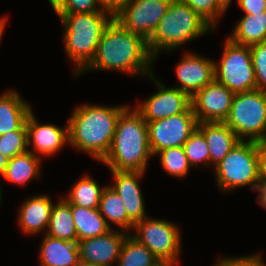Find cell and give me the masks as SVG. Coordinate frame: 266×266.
<instances>
[{
	"label": "cell",
	"instance_id": "6da1fadb",
	"mask_svg": "<svg viewBox=\"0 0 266 266\" xmlns=\"http://www.w3.org/2000/svg\"><path fill=\"white\" fill-rule=\"evenodd\" d=\"M152 59L147 42L113 18L104 29L95 57L85 70L97 68L122 70L132 74L148 73L153 80L155 78L148 67Z\"/></svg>",
	"mask_w": 266,
	"mask_h": 266
},
{
	"label": "cell",
	"instance_id": "7a4b0ae2",
	"mask_svg": "<svg viewBox=\"0 0 266 266\" xmlns=\"http://www.w3.org/2000/svg\"><path fill=\"white\" fill-rule=\"evenodd\" d=\"M128 106L83 105L68 120L69 142L102 161L110 150L120 114Z\"/></svg>",
	"mask_w": 266,
	"mask_h": 266
},
{
	"label": "cell",
	"instance_id": "3957f363",
	"mask_svg": "<svg viewBox=\"0 0 266 266\" xmlns=\"http://www.w3.org/2000/svg\"><path fill=\"white\" fill-rule=\"evenodd\" d=\"M152 156L147 123L135 109L127 107L119 116L109 152L101 161L111 170L144 172Z\"/></svg>",
	"mask_w": 266,
	"mask_h": 266
},
{
	"label": "cell",
	"instance_id": "277c9868",
	"mask_svg": "<svg viewBox=\"0 0 266 266\" xmlns=\"http://www.w3.org/2000/svg\"><path fill=\"white\" fill-rule=\"evenodd\" d=\"M105 13V14H104ZM110 14L111 19L106 17ZM64 27V42L67 54L78 65L77 75L95 57L99 41L106 26L114 16L108 12L58 14Z\"/></svg>",
	"mask_w": 266,
	"mask_h": 266
},
{
	"label": "cell",
	"instance_id": "5b68a950",
	"mask_svg": "<svg viewBox=\"0 0 266 266\" xmlns=\"http://www.w3.org/2000/svg\"><path fill=\"white\" fill-rule=\"evenodd\" d=\"M209 28L212 27L183 0H172L147 42L149 52L155 58L159 50L180 47L185 42L204 34L210 30Z\"/></svg>",
	"mask_w": 266,
	"mask_h": 266
},
{
	"label": "cell",
	"instance_id": "8992f818",
	"mask_svg": "<svg viewBox=\"0 0 266 266\" xmlns=\"http://www.w3.org/2000/svg\"><path fill=\"white\" fill-rule=\"evenodd\" d=\"M224 123L237 135L250 136L249 141L262 143L266 137V93L259 89L234 94Z\"/></svg>",
	"mask_w": 266,
	"mask_h": 266
},
{
	"label": "cell",
	"instance_id": "52a82bcc",
	"mask_svg": "<svg viewBox=\"0 0 266 266\" xmlns=\"http://www.w3.org/2000/svg\"><path fill=\"white\" fill-rule=\"evenodd\" d=\"M259 143L239 141L215 167L218 184L222 190L245 185L259 190Z\"/></svg>",
	"mask_w": 266,
	"mask_h": 266
},
{
	"label": "cell",
	"instance_id": "ba28073f",
	"mask_svg": "<svg viewBox=\"0 0 266 266\" xmlns=\"http://www.w3.org/2000/svg\"><path fill=\"white\" fill-rule=\"evenodd\" d=\"M219 66L215 65V80L234 94L256 89V78L250 46L226 41Z\"/></svg>",
	"mask_w": 266,
	"mask_h": 266
},
{
	"label": "cell",
	"instance_id": "9c48e42d",
	"mask_svg": "<svg viewBox=\"0 0 266 266\" xmlns=\"http://www.w3.org/2000/svg\"><path fill=\"white\" fill-rule=\"evenodd\" d=\"M172 0H127L114 15L125 29L139 35L146 42L155 32Z\"/></svg>",
	"mask_w": 266,
	"mask_h": 266
},
{
	"label": "cell",
	"instance_id": "30bf717a",
	"mask_svg": "<svg viewBox=\"0 0 266 266\" xmlns=\"http://www.w3.org/2000/svg\"><path fill=\"white\" fill-rule=\"evenodd\" d=\"M146 123L152 155L165 148L183 146L198 126L191 105L183 113Z\"/></svg>",
	"mask_w": 266,
	"mask_h": 266
},
{
	"label": "cell",
	"instance_id": "8fae6325",
	"mask_svg": "<svg viewBox=\"0 0 266 266\" xmlns=\"http://www.w3.org/2000/svg\"><path fill=\"white\" fill-rule=\"evenodd\" d=\"M137 236L159 261L174 262L180 252V234L177 227L164 220L144 218L135 223Z\"/></svg>",
	"mask_w": 266,
	"mask_h": 266
},
{
	"label": "cell",
	"instance_id": "7c38bea8",
	"mask_svg": "<svg viewBox=\"0 0 266 266\" xmlns=\"http://www.w3.org/2000/svg\"><path fill=\"white\" fill-rule=\"evenodd\" d=\"M234 93L216 80L191 97V108L198 123L224 122L230 112Z\"/></svg>",
	"mask_w": 266,
	"mask_h": 266
},
{
	"label": "cell",
	"instance_id": "4fadbf2b",
	"mask_svg": "<svg viewBox=\"0 0 266 266\" xmlns=\"http://www.w3.org/2000/svg\"><path fill=\"white\" fill-rule=\"evenodd\" d=\"M156 84L160 89L158 93L150 96L141 107L135 108L146 122L183 113L191 105V98L182 90L177 87L165 89L159 81Z\"/></svg>",
	"mask_w": 266,
	"mask_h": 266
},
{
	"label": "cell",
	"instance_id": "5bb4252c",
	"mask_svg": "<svg viewBox=\"0 0 266 266\" xmlns=\"http://www.w3.org/2000/svg\"><path fill=\"white\" fill-rule=\"evenodd\" d=\"M108 231L94 238L77 241L79 260L100 266H111L119 258L122 244L126 238L123 233Z\"/></svg>",
	"mask_w": 266,
	"mask_h": 266
},
{
	"label": "cell",
	"instance_id": "9a60e30c",
	"mask_svg": "<svg viewBox=\"0 0 266 266\" xmlns=\"http://www.w3.org/2000/svg\"><path fill=\"white\" fill-rule=\"evenodd\" d=\"M184 57L176 68L177 77L182 84L178 89L191 98L196 92L215 80V63L206 58L192 55V53H187Z\"/></svg>",
	"mask_w": 266,
	"mask_h": 266
},
{
	"label": "cell",
	"instance_id": "2e32d148",
	"mask_svg": "<svg viewBox=\"0 0 266 266\" xmlns=\"http://www.w3.org/2000/svg\"><path fill=\"white\" fill-rule=\"evenodd\" d=\"M116 183L110 186L123 200L128 217L134 222L145 218V208L140 186L137 179L143 172H128L111 170Z\"/></svg>",
	"mask_w": 266,
	"mask_h": 266
},
{
	"label": "cell",
	"instance_id": "e0dca14e",
	"mask_svg": "<svg viewBox=\"0 0 266 266\" xmlns=\"http://www.w3.org/2000/svg\"><path fill=\"white\" fill-rule=\"evenodd\" d=\"M28 146L33 139L34 149L41 154L50 155L59 150L69 140L67 128L61 129L54 125H39L31 111L26 119Z\"/></svg>",
	"mask_w": 266,
	"mask_h": 266
},
{
	"label": "cell",
	"instance_id": "ac0fdd59",
	"mask_svg": "<svg viewBox=\"0 0 266 266\" xmlns=\"http://www.w3.org/2000/svg\"><path fill=\"white\" fill-rule=\"evenodd\" d=\"M197 128L206 139L210 151V161H214L215 166L240 141L237 135L224 122L198 123Z\"/></svg>",
	"mask_w": 266,
	"mask_h": 266
},
{
	"label": "cell",
	"instance_id": "d6986e66",
	"mask_svg": "<svg viewBox=\"0 0 266 266\" xmlns=\"http://www.w3.org/2000/svg\"><path fill=\"white\" fill-rule=\"evenodd\" d=\"M41 248V266H77L79 248L77 242H69L45 235Z\"/></svg>",
	"mask_w": 266,
	"mask_h": 266
},
{
	"label": "cell",
	"instance_id": "ffe728a7",
	"mask_svg": "<svg viewBox=\"0 0 266 266\" xmlns=\"http://www.w3.org/2000/svg\"><path fill=\"white\" fill-rule=\"evenodd\" d=\"M30 112V106L17 92L9 91L0 96V135L19 130Z\"/></svg>",
	"mask_w": 266,
	"mask_h": 266
},
{
	"label": "cell",
	"instance_id": "44dd1931",
	"mask_svg": "<svg viewBox=\"0 0 266 266\" xmlns=\"http://www.w3.org/2000/svg\"><path fill=\"white\" fill-rule=\"evenodd\" d=\"M53 205L48 196L28 199L20 208L19 223L25 232L36 233L48 227Z\"/></svg>",
	"mask_w": 266,
	"mask_h": 266
},
{
	"label": "cell",
	"instance_id": "7402d4cb",
	"mask_svg": "<svg viewBox=\"0 0 266 266\" xmlns=\"http://www.w3.org/2000/svg\"><path fill=\"white\" fill-rule=\"evenodd\" d=\"M72 217L77 232V241L94 238L111 230L98 208H84L71 204Z\"/></svg>",
	"mask_w": 266,
	"mask_h": 266
},
{
	"label": "cell",
	"instance_id": "603a6c76",
	"mask_svg": "<svg viewBox=\"0 0 266 266\" xmlns=\"http://www.w3.org/2000/svg\"><path fill=\"white\" fill-rule=\"evenodd\" d=\"M229 39L245 46L266 42V11L243 16Z\"/></svg>",
	"mask_w": 266,
	"mask_h": 266
},
{
	"label": "cell",
	"instance_id": "cb8c5ba5",
	"mask_svg": "<svg viewBox=\"0 0 266 266\" xmlns=\"http://www.w3.org/2000/svg\"><path fill=\"white\" fill-rule=\"evenodd\" d=\"M48 229V236L69 242H77V232L72 217L71 204L65 198L59 201L56 206H53Z\"/></svg>",
	"mask_w": 266,
	"mask_h": 266
},
{
	"label": "cell",
	"instance_id": "d4e9b609",
	"mask_svg": "<svg viewBox=\"0 0 266 266\" xmlns=\"http://www.w3.org/2000/svg\"><path fill=\"white\" fill-rule=\"evenodd\" d=\"M40 159L34 152L28 150L25 153L14 156L9 159L8 165L3 173V176L8 181L25 184L31 178L39 175Z\"/></svg>",
	"mask_w": 266,
	"mask_h": 266
},
{
	"label": "cell",
	"instance_id": "484cf974",
	"mask_svg": "<svg viewBox=\"0 0 266 266\" xmlns=\"http://www.w3.org/2000/svg\"><path fill=\"white\" fill-rule=\"evenodd\" d=\"M99 212L103 216L105 214V221L107 225L108 220H111L116 225L122 226L123 229H129L130 227H134L135 223L128 217V213L126 207L123 203V200L119 197V195L112 190L110 186L103 188L99 206Z\"/></svg>",
	"mask_w": 266,
	"mask_h": 266
},
{
	"label": "cell",
	"instance_id": "4316f807",
	"mask_svg": "<svg viewBox=\"0 0 266 266\" xmlns=\"http://www.w3.org/2000/svg\"><path fill=\"white\" fill-rule=\"evenodd\" d=\"M160 262L154 254L132 236H126L118 258V266H155Z\"/></svg>",
	"mask_w": 266,
	"mask_h": 266
},
{
	"label": "cell",
	"instance_id": "83f0119b",
	"mask_svg": "<svg viewBox=\"0 0 266 266\" xmlns=\"http://www.w3.org/2000/svg\"><path fill=\"white\" fill-rule=\"evenodd\" d=\"M103 189L92 178L84 176L72 188L67 200L72 205L98 208Z\"/></svg>",
	"mask_w": 266,
	"mask_h": 266
},
{
	"label": "cell",
	"instance_id": "f1b7e54d",
	"mask_svg": "<svg viewBox=\"0 0 266 266\" xmlns=\"http://www.w3.org/2000/svg\"><path fill=\"white\" fill-rule=\"evenodd\" d=\"M163 168L171 175L183 177L188 173L190 163L183 146L165 148L159 152Z\"/></svg>",
	"mask_w": 266,
	"mask_h": 266
},
{
	"label": "cell",
	"instance_id": "f546056e",
	"mask_svg": "<svg viewBox=\"0 0 266 266\" xmlns=\"http://www.w3.org/2000/svg\"><path fill=\"white\" fill-rule=\"evenodd\" d=\"M27 127L24 124L19 130L0 135V152L11 159L16 155L27 152Z\"/></svg>",
	"mask_w": 266,
	"mask_h": 266
},
{
	"label": "cell",
	"instance_id": "4dcf8cb0",
	"mask_svg": "<svg viewBox=\"0 0 266 266\" xmlns=\"http://www.w3.org/2000/svg\"><path fill=\"white\" fill-rule=\"evenodd\" d=\"M185 155L190 165H197L198 162L207 161L210 163V151L203 133L197 128L183 144Z\"/></svg>",
	"mask_w": 266,
	"mask_h": 266
},
{
	"label": "cell",
	"instance_id": "1f68e13d",
	"mask_svg": "<svg viewBox=\"0 0 266 266\" xmlns=\"http://www.w3.org/2000/svg\"><path fill=\"white\" fill-rule=\"evenodd\" d=\"M256 78V89L266 93V42L250 46Z\"/></svg>",
	"mask_w": 266,
	"mask_h": 266
},
{
	"label": "cell",
	"instance_id": "d6a6232c",
	"mask_svg": "<svg viewBox=\"0 0 266 266\" xmlns=\"http://www.w3.org/2000/svg\"><path fill=\"white\" fill-rule=\"evenodd\" d=\"M193 11H195L211 27L215 26V19L224 10L218 5L217 0H183ZM214 25V26H213Z\"/></svg>",
	"mask_w": 266,
	"mask_h": 266
},
{
	"label": "cell",
	"instance_id": "836d02e7",
	"mask_svg": "<svg viewBox=\"0 0 266 266\" xmlns=\"http://www.w3.org/2000/svg\"><path fill=\"white\" fill-rule=\"evenodd\" d=\"M97 0H65L57 14H76L89 12H103L104 10L96 7Z\"/></svg>",
	"mask_w": 266,
	"mask_h": 266
},
{
	"label": "cell",
	"instance_id": "e575fe53",
	"mask_svg": "<svg viewBox=\"0 0 266 266\" xmlns=\"http://www.w3.org/2000/svg\"><path fill=\"white\" fill-rule=\"evenodd\" d=\"M215 266H264L261 258L256 256L241 257L239 259H222Z\"/></svg>",
	"mask_w": 266,
	"mask_h": 266
},
{
	"label": "cell",
	"instance_id": "d590c367",
	"mask_svg": "<svg viewBox=\"0 0 266 266\" xmlns=\"http://www.w3.org/2000/svg\"><path fill=\"white\" fill-rule=\"evenodd\" d=\"M238 4L245 15L266 11V0H238Z\"/></svg>",
	"mask_w": 266,
	"mask_h": 266
},
{
	"label": "cell",
	"instance_id": "8d00e7d4",
	"mask_svg": "<svg viewBox=\"0 0 266 266\" xmlns=\"http://www.w3.org/2000/svg\"><path fill=\"white\" fill-rule=\"evenodd\" d=\"M258 168L259 182L261 184L266 181V146L262 143H259Z\"/></svg>",
	"mask_w": 266,
	"mask_h": 266
},
{
	"label": "cell",
	"instance_id": "74e56055",
	"mask_svg": "<svg viewBox=\"0 0 266 266\" xmlns=\"http://www.w3.org/2000/svg\"><path fill=\"white\" fill-rule=\"evenodd\" d=\"M127 0H97L102 9L110 12L113 16L121 9Z\"/></svg>",
	"mask_w": 266,
	"mask_h": 266
},
{
	"label": "cell",
	"instance_id": "f35d334b",
	"mask_svg": "<svg viewBox=\"0 0 266 266\" xmlns=\"http://www.w3.org/2000/svg\"><path fill=\"white\" fill-rule=\"evenodd\" d=\"M259 196L260 197L257 201L266 208V181L262 182L259 186Z\"/></svg>",
	"mask_w": 266,
	"mask_h": 266
},
{
	"label": "cell",
	"instance_id": "ab89813d",
	"mask_svg": "<svg viewBox=\"0 0 266 266\" xmlns=\"http://www.w3.org/2000/svg\"><path fill=\"white\" fill-rule=\"evenodd\" d=\"M9 162V158H7L6 156H4L1 152H0V174L3 175V173L5 172V169L8 165Z\"/></svg>",
	"mask_w": 266,
	"mask_h": 266
},
{
	"label": "cell",
	"instance_id": "60d3db41",
	"mask_svg": "<svg viewBox=\"0 0 266 266\" xmlns=\"http://www.w3.org/2000/svg\"><path fill=\"white\" fill-rule=\"evenodd\" d=\"M48 1L50 2L55 12H57L65 2V0H48Z\"/></svg>",
	"mask_w": 266,
	"mask_h": 266
},
{
	"label": "cell",
	"instance_id": "b9f144b4",
	"mask_svg": "<svg viewBox=\"0 0 266 266\" xmlns=\"http://www.w3.org/2000/svg\"><path fill=\"white\" fill-rule=\"evenodd\" d=\"M231 0H217L218 5L225 11Z\"/></svg>",
	"mask_w": 266,
	"mask_h": 266
},
{
	"label": "cell",
	"instance_id": "7bdbcfd3",
	"mask_svg": "<svg viewBox=\"0 0 266 266\" xmlns=\"http://www.w3.org/2000/svg\"><path fill=\"white\" fill-rule=\"evenodd\" d=\"M174 262L171 261H160L155 266H172Z\"/></svg>",
	"mask_w": 266,
	"mask_h": 266
},
{
	"label": "cell",
	"instance_id": "ee69618b",
	"mask_svg": "<svg viewBox=\"0 0 266 266\" xmlns=\"http://www.w3.org/2000/svg\"><path fill=\"white\" fill-rule=\"evenodd\" d=\"M5 19H0V40H1V35L3 33L4 25H5Z\"/></svg>",
	"mask_w": 266,
	"mask_h": 266
},
{
	"label": "cell",
	"instance_id": "f6af8a7d",
	"mask_svg": "<svg viewBox=\"0 0 266 266\" xmlns=\"http://www.w3.org/2000/svg\"><path fill=\"white\" fill-rule=\"evenodd\" d=\"M77 266H100V265L90 264V263H85V262L79 261Z\"/></svg>",
	"mask_w": 266,
	"mask_h": 266
},
{
	"label": "cell",
	"instance_id": "bcb514c9",
	"mask_svg": "<svg viewBox=\"0 0 266 266\" xmlns=\"http://www.w3.org/2000/svg\"><path fill=\"white\" fill-rule=\"evenodd\" d=\"M262 144H263L264 146H266V137H265V139L263 140Z\"/></svg>",
	"mask_w": 266,
	"mask_h": 266
}]
</instances>
